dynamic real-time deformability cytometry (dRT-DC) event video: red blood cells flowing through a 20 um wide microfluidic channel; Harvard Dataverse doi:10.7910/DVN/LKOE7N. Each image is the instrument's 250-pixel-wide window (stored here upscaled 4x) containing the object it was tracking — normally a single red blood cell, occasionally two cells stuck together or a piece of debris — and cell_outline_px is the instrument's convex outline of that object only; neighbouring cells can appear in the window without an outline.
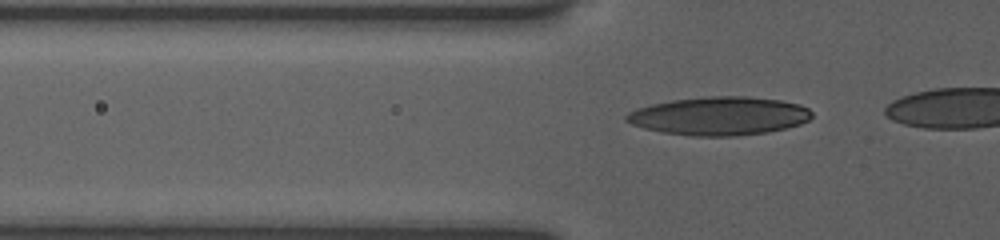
{"species": "human", "species_latin": "Homo sapiens", "temperature_condition": "room temperature", "stored_images_in_passage": 11, "camera_frame_rate_fps": 3000, "um_per_image_px": 0.085, "donor": {"sex": "female"}, "frame": {"image": 1, "passage_image": 2, "time_ms": 0.333, "image_size_px": [1000, 240], "cell_outline_px": [[812, 116], [808, 120], [800, 124], [784, 128], [764, 132], [736, 136], [692, 136], [664, 132], [644, 128], [632, 124], [624, 120], [624, 116], [628, 112], [636, 108], [652, 104], [672, 100], [704, 96], [748, 96], [780, 100], [800, 104], [808, 108], [812, 112]], "centroid_in_image_um": [61.12, 9.84], "position_along_channel_um": 64.7, "area_um2": 41.5}}